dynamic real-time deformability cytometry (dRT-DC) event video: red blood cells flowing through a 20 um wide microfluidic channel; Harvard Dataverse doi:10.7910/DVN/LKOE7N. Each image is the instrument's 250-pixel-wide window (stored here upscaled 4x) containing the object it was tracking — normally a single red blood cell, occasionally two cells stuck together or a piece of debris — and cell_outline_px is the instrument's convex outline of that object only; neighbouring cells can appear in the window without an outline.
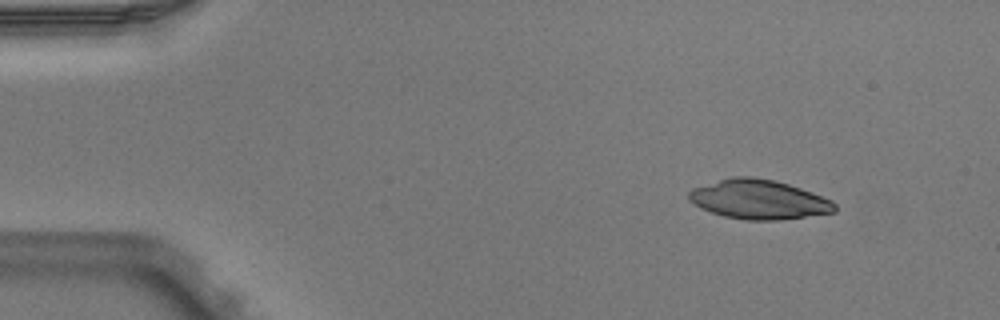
{"species": "Egyptian fruit bat (a non-hibernating species)", "species_latin": "Rousettus aegyptiacus", "temperature_condition": "warm", "stored_images_in_passage": 5, "camera_frame_rate_fps": 3000, "um_per_image_px": 0.085, "animal": {"sex": "male"}, "frame": {"image": 1, "passage_image": 1, "time_ms": 0.0, "image_size_px": [1000, 320], "cell_outline_px": [[836, 212], [780, 220], [744, 220], [724, 216], [700, 208], [688, 200], [688, 192], [692, 188], [732, 176], [752, 176], [776, 180], [812, 192], [832, 200], [836, 204]], "centroid_in_image_um": [64.49, 16.95], "position_along_channel_um": 20.5, "area_um2": 33.64}}